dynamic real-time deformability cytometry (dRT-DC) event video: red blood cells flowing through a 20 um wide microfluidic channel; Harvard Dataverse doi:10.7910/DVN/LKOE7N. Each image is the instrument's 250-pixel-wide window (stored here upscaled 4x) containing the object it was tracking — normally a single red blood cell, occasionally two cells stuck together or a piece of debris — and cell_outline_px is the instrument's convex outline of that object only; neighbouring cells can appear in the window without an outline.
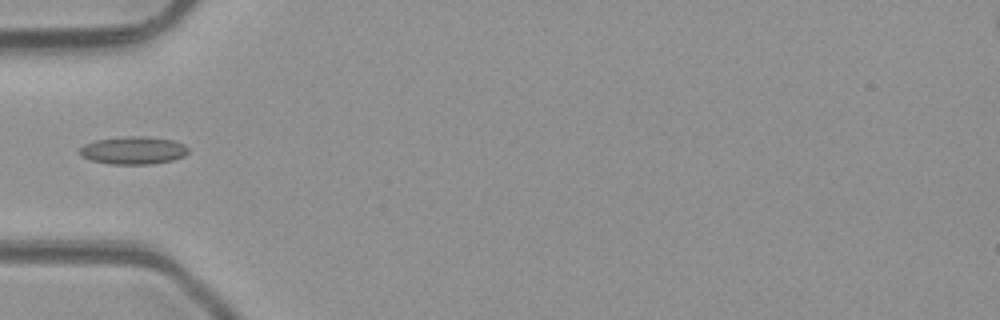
{"species": "common noctule bat (a hibernating species)", "species_latin": "Nyctalus noctula", "temperature_condition": "room temperature", "stored_images_in_passage": 2, "camera_frame_rate_fps": 3000, "um_per_image_px": 0.085, "animal": {"sex": "male", "body_mass_g": 23.1, "forearm_length_mm": 52.7}, "frame": {"image": 1, "passage_image": 2, "time_ms": 1.0, "image_size_px": [1000, 320], "cell_outline_px": [[188, 152], [184, 156], [172, 160], [152, 164], [112, 164], [92, 160], [80, 156], [80, 148], [84, 144], [96, 140], [128, 136], [144, 136], [172, 140], [184, 144], [188, 148]], "centroid_in_image_um": [11.34, 12.78], "position_along_channel_um": 73.7, "area_um2": 17.46}}